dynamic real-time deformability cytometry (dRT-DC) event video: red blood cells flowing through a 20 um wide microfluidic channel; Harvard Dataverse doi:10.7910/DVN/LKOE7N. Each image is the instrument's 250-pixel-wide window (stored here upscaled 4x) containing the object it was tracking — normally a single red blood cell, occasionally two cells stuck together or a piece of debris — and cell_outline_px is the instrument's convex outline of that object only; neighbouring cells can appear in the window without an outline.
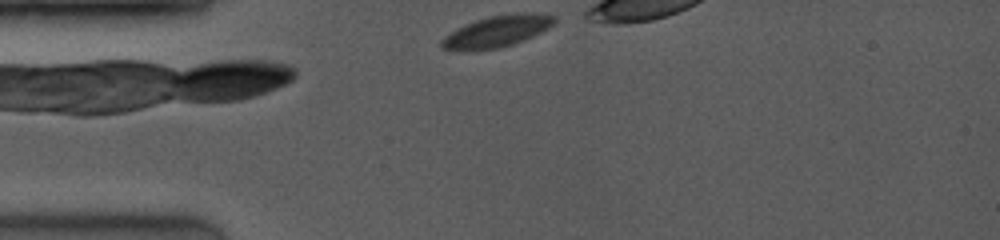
{"species": "common noctule bat (a hibernating species)", "species_latin": "Nyctalus noctula", "temperature_condition": "room temperature", "stored_images_in_passage": 3, "camera_frame_rate_fps": 4000, "um_per_image_px": 0.085, "animal": {"sex": "female", "body_mass_g": 19.0, "forearm_length_mm": 53.3}, "frame": {"image": 1, "passage_image": 1, "time_ms": 0.0, "image_size_px": [1000, 240], "cell_outline_px": [[556, 20], [548, 28], [524, 40], [500, 48], [464, 52], [460, 52], [440, 48], [440, 40], [444, 36], [476, 20], [492, 16], [524, 12], [556, 16]], "centroid_in_image_um": [42.19, 2.71], "position_along_channel_um": 42.8, "area_um2": 20.52}}